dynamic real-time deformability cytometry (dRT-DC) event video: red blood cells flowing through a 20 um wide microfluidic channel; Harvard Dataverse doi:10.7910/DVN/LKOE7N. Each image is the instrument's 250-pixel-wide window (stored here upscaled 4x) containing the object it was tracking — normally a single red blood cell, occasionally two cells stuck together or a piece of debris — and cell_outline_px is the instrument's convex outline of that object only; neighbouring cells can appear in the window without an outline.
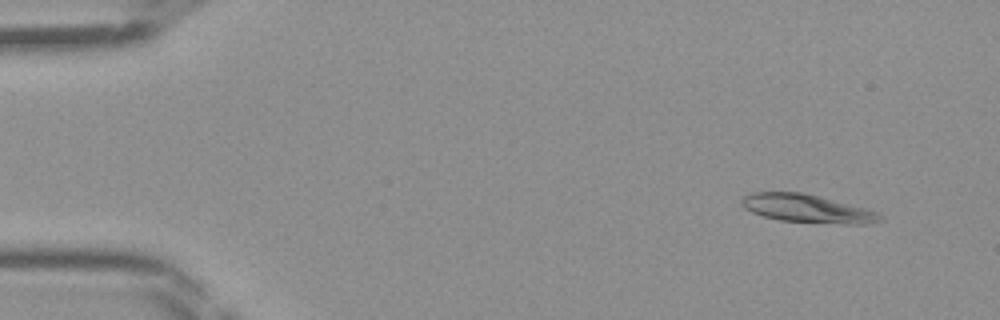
{"species": "Egyptian fruit bat (a non-hibernating species)", "species_latin": "Rousettus aegyptiacus", "temperature_condition": "room temperature", "stored_images_in_passage": 45, "camera_frame_rate_fps": 3000, "um_per_image_px": 0.085, "frame": {"image": 1, "passage_image": 4, "time_ms": 1.0, "image_size_px": [1000, 320], "cell_outline_px": [[884, 220], [868, 224], [844, 224], [780, 220], [764, 216], [752, 212], [744, 208], [740, 204], [740, 200], [744, 196], [752, 192], [804, 192], [864, 208], [876, 212], [884, 216]], "centroid_in_image_um": [68.61, 17.72], "position_along_channel_um": 16.4, "area_um2": 22.66}}
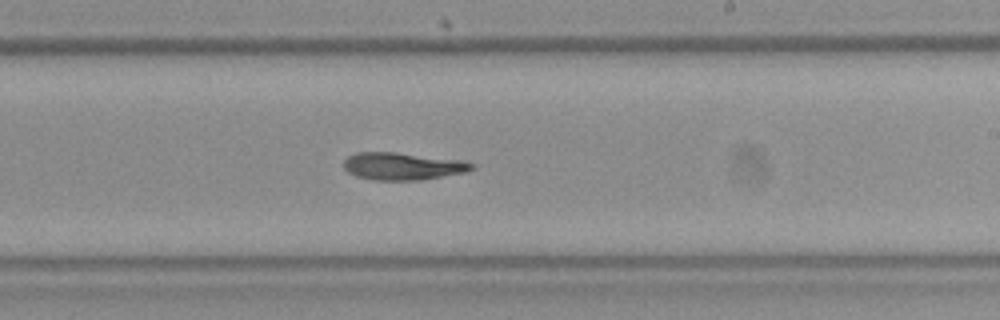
{"frame": {"image": 2, "passage_image": 27, "time_ms": 8.667, "image_size_px": [1000, 320], "cell_outline_px": [[476, 168], [464, 172], [420, 180], [372, 180], [356, 176], [348, 172], [344, 168], [344, 160], [348, 156], [356, 152], [396, 152], [464, 160], [476, 164]], "centroid_in_image_um": [34.24, 14.12], "position_along_channel_um": 254.8, "area_um2": 20.58}}
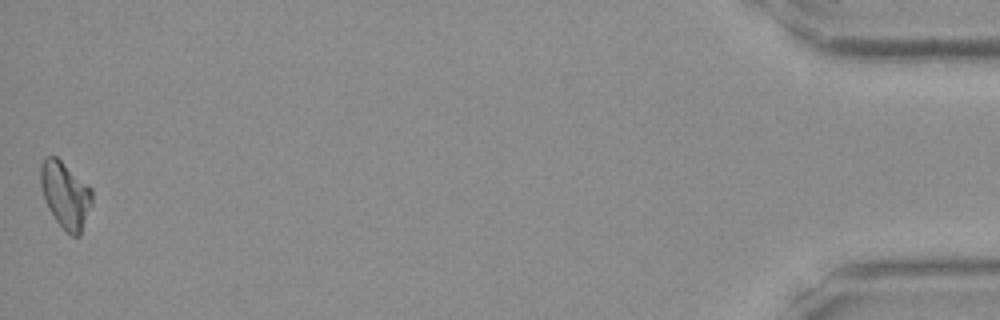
{"frame": {"image": 3, "passage_image": 45, "time_ms": 14.667, "image_size_px": [1000, 320], "cell_outline_px": [[92, 204], [80, 236], [72, 236], [56, 220], [48, 208], [44, 200], [40, 184], [40, 164], [44, 156], [56, 156], [88, 184], [92, 188]], "centroid_in_image_um": [5.55, 16.54], "position_along_channel_um": 429.6, "area_um2": 20.06}}